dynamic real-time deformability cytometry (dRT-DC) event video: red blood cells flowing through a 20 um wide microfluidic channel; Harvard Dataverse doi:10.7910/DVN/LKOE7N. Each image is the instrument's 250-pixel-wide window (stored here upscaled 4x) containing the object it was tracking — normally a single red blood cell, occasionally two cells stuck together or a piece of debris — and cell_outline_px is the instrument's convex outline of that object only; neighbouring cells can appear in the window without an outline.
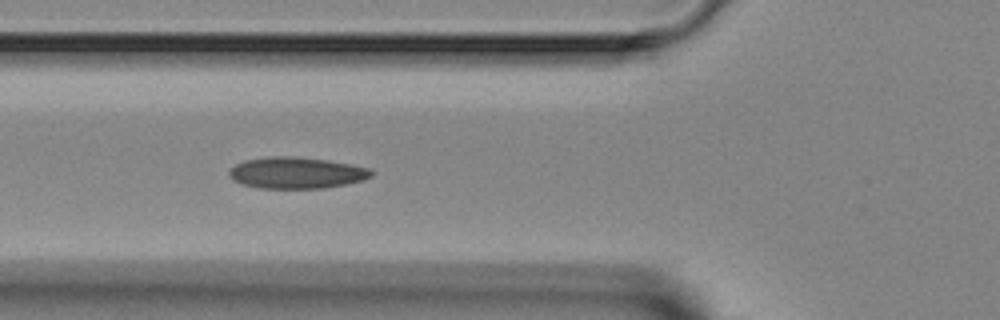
{"species": "Egyptian fruit bat (a non-hibernating species)", "species_latin": "Rousettus aegyptiacus", "temperature_condition": "room temperature", "stored_images_in_passage": 5, "camera_frame_rate_fps": 3000, "um_per_image_px": 0.085, "animal": {"sex": "female"}, "frame": {"image": 1, "passage_image": 3, "time_ms": 2.333, "image_size_px": [1000, 320], "cell_outline_px": [[372, 176], [364, 180], [324, 188], [260, 188], [244, 184], [232, 180], [228, 176], [228, 172], [236, 164], [244, 160], [268, 156], [296, 156], [328, 160], [368, 168], [372, 172]], "centroid_in_image_um": [25.16, 14.68], "position_along_channel_um": 100.6, "area_um2": 25.95}}
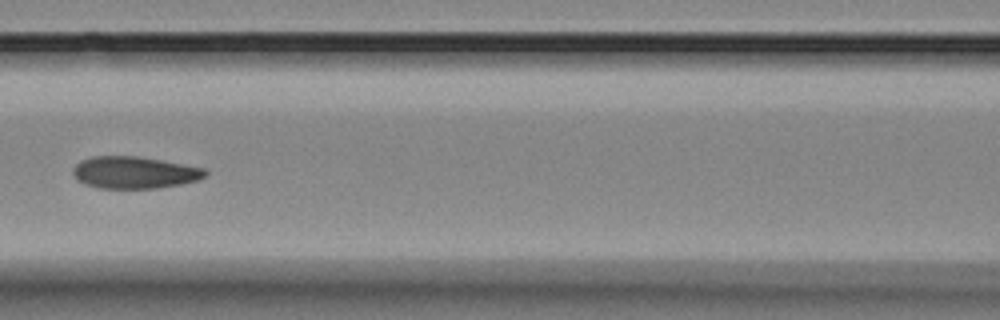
{"frame": {"image": 2, "passage_image": 4, "time_ms": 3.667, "image_size_px": [1000, 320], "cell_outline_px": [[208, 172], [200, 180], [180, 184], [156, 188], [96, 188], [84, 184], [72, 172], [72, 168], [80, 160], [92, 156], [136, 156], [208, 168]], "centroid_in_image_um": [11.44, 14.66], "position_along_channel_um": 155.2, "area_um2": 24.74}}
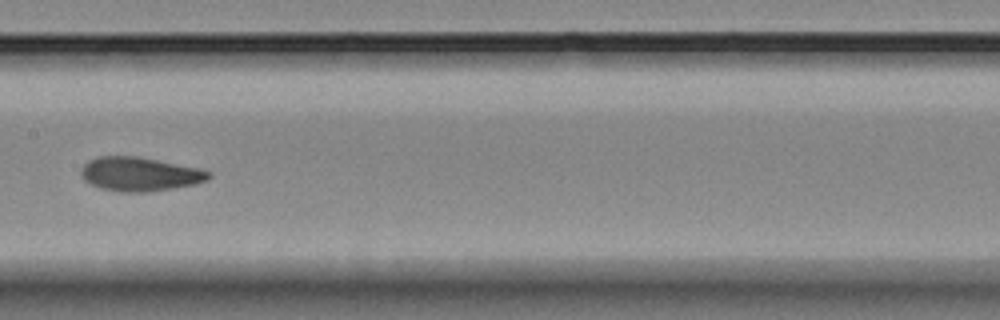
{"frame": {"image": 3, "passage_image": 5, "time_ms": 4.667, "image_size_px": [1000, 320], "cell_outline_px": [[212, 176], [208, 180], [192, 184], [172, 188], [148, 192], [120, 192], [100, 188], [84, 180], [80, 176], [80, 168], [88, 160], [96, 156], [136, 156], [200, 168], [212, 172]], "centroid_in_image_um": [11.85, 14.79], "position_along_channel_um": 195.6, "area_um2": 25.37}}